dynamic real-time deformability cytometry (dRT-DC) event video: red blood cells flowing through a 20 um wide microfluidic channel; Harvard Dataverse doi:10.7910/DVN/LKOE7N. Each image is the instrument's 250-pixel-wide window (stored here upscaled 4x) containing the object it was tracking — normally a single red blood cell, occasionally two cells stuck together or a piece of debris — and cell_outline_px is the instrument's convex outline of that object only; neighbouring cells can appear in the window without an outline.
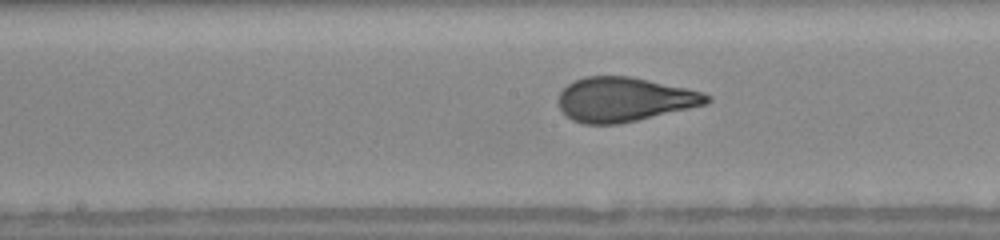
{"species": "human", "species_latin": "Homo sapiens", "temperature_condition": "warm", "stored_images_in_passage": 24, "camera_frame_rate_fps": 3000, "um_per_image_px": 0.085, "donor": {"sex": "female"}, "frame": {"image": 1, "passage_image": 22, "time_ms": 7.0, "image_size_px": [1000, 240], "cell_outline_px": [[712, 100], [708, 104], [620, 124], [584, 124], [572, 120], [560, 108], [560, 92], [568, 84], [584, 76], [628, 76], [688, 88], [704, 92], [712, 96]], "centroid_in_image_um": [53.12, 8.45], "position_along_channel_um": 195.1, "area_um2": 38.26}}